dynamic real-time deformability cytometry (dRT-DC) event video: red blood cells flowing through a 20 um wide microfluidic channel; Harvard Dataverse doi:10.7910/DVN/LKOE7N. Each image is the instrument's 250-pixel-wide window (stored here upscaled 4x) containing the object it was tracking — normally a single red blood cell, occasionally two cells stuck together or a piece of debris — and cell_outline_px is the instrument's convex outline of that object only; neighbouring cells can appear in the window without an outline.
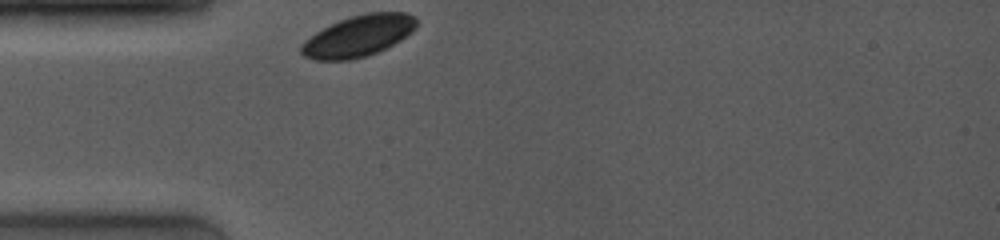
{"species": "common noctule bat (a hibernating species)", "species_latin": "Nyctalus noctula", "temperature_condition": "room temperature", "stored_images_in_passage": 39, "camera_frame_rate_fps": 4000, "um_per_image_px": 0.085, "animal": {"sex": "female", "body_mass_g": 19.0, "forearm_length_mm": 53.3}, "frame": {"image": 1, "passage_image": 1, "time_ms": 0.0, "image_size_px": [1000, 240], "cell_outline_px": [[416, 28], [400, 40], [376, 52], [364, 56], [348, 60], [316, 60], [304, 56], [300, 52], [300, 44], [304, 40], [316, 32], [340, 20], [352, 16], [368, 12], [404, 12], [416, 16]], "centroid_in_image_um": [30.45, 3.05], "position_along_channel_um": 54.6, "area_um2": 27.4}}
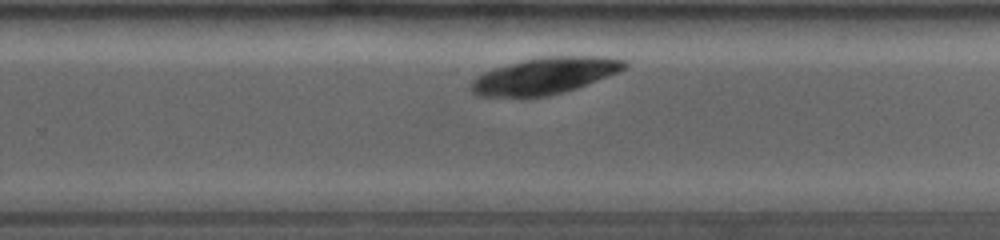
{"frame": {"image": 2, "passage_image": 26, "time_ms": 6.25, "image_size_px": [1000, 240], "cell_outline_px": [[628, 68], [576, 88], [548, 96], [480, 96], [472, 92], [472, 80], [476, 76], [484, 72], [496, 68], [524, 60], [544, 56], [604, 56], [624, 60], [628, 64]], "centroid_in_image_um": [46.35, 6.43], "position_along_channel_um": 283.5, "area_um2": 32.14}}
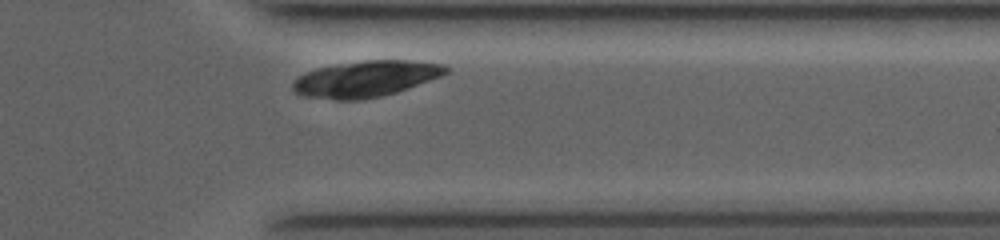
{"frame": {"image": 3, "passage_image": 36, "time_ms": 8.75, "image_size_px": [1000, 240], "cell_outline_px": [[448, 72], [440, 76], [408, 88], [396, 92], [380, 96], [360, 100], [336, 100], [304, 96], [296, 92], [292, 88], [292, 84], [300, 76], [316, 68], [336, 64], [364, 60], [408, 60], [444, 64], [448, 68]], "centroid_in_image_um": [31.09, 6.7], "position_along_channel_um": 380.3, "area_um2": 31.96}}